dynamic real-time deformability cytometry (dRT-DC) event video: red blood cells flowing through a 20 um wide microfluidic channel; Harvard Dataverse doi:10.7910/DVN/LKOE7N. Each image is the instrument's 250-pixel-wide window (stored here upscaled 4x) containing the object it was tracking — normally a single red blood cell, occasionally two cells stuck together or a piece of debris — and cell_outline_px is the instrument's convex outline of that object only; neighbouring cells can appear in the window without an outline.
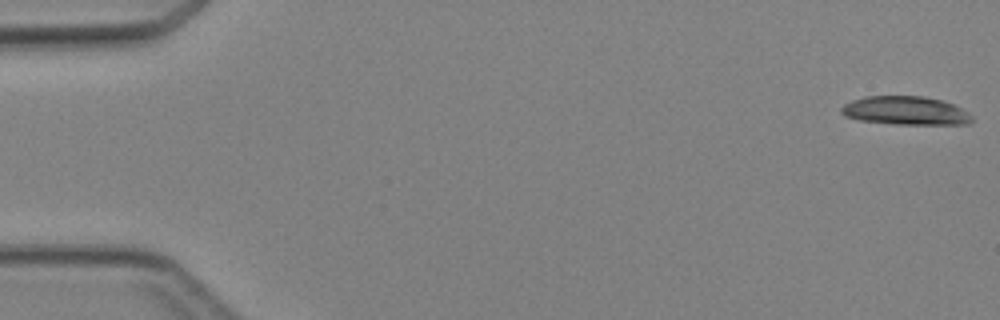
{"species": "Egyptian fruit bat (a non-hibernating species)", "species_latin": "Rousettus aegyptiacus", "temperature_condition": "cold", "stored_images_in_passage": 4, "camera_frame_rate_fps": 3000, "um_per_image_px": 0.085, "animal": {"sex": "female"}, "frame": {"image": 1, "passage_image": 1, "time_ms": 0.0, "image_size_px": [1000, 320], "cell_outline_px": [[972, 120], [968, 124], [896, 124], [860, 120], [844, 116], [840, 112], [840, 108], [844, 104], [852, 100], [864, 96], [924, 96], [940, 100], [952, 104], [968, 112], [972, 116]], "centroid_in_image_um": [76.93, 9.4], "position_along_channel_um": 8.1, "area_um2": 21.68}}